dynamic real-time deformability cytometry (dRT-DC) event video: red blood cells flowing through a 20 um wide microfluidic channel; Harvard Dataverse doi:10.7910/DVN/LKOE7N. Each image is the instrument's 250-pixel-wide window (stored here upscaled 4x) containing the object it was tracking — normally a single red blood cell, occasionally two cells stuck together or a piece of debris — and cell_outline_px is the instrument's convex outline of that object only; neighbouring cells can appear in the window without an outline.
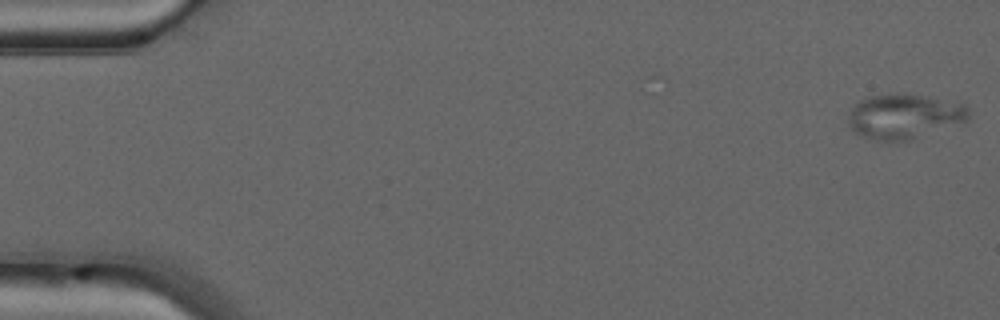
{"species": "common noctule bat (a hibernating species)", "species_latin": "Nyctalus noctula", "temperature_condition": "warm", "stored_images_in_passage": 49, "camera_frame_rate_fps": 3000, "um_per_image_px": 0.085, "animal": {"sex": "male", "forearm_length_mm": 52.5}, "frame": {"image": 1, "passage_image": 1, "time_ms": 0.0, "image_size_px": [1000, 320], "cell_outline_px": [[968, 120], [912, 140], [872, 140], [856, 132], [848, 124], [848, 112], [852, 104], [868, 96], [896, 92], [904, 92], [956, 100], [964, 104], [968, 108]], "centroid_in_image_um": [76.86, 9.84], "position_along_channel_um": 8.1, "area_um2": 32.14}}
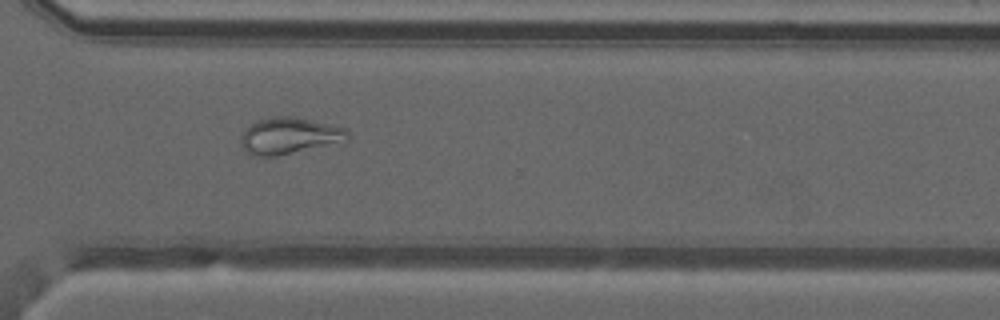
{"frame": {"image": 2, "passage_image": 36, "time_ms": 11.667, "image_size_px": [1000, 320], "cell_outline_px": [[348, 140], [276, 156], [252, 156], [240, 144], [240, 140], [244, 128], [256, 120], [276, 116], [292, 116], [332, 124], [348, 128]], "centroid_in_image_um": [24.56, 11.52], "position_along_channel_um": 346.0, "area_um2": 22.72}}
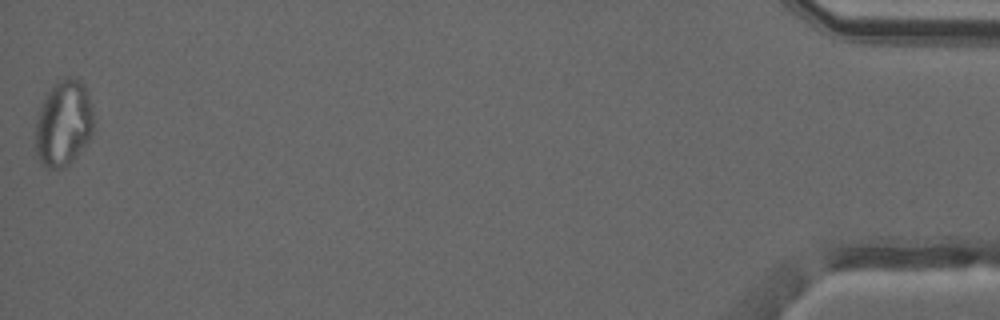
{"frame": {"image": 3, "passage_image": 49, "time_ms": 16.0, "image_size_px": [1000, 320], "cell_outline_px": [[92, 132], [88, 140], [76, 156], [64, 168], [44, 168], [40, 164], [36, 156], [36, 112], [44, 96], [64, 76], [76, 76], [84, 84], [92, 108]], "centroid_in_image_um": [5.36, 10.47], "position_along_channel_um": 429.8, "area_um2": 29.3}, "authors_computed_cell_mechanics": {"area_um2": 26.9926, "velocity_mm_per_s": 4.1664, "shape_relaxation_time_tau1_ms": null, "shape_relaxation_time_tau2_ms": 2.1512, "deformation_change_tau1": null, "deformation_change_tau2": 0.067}}